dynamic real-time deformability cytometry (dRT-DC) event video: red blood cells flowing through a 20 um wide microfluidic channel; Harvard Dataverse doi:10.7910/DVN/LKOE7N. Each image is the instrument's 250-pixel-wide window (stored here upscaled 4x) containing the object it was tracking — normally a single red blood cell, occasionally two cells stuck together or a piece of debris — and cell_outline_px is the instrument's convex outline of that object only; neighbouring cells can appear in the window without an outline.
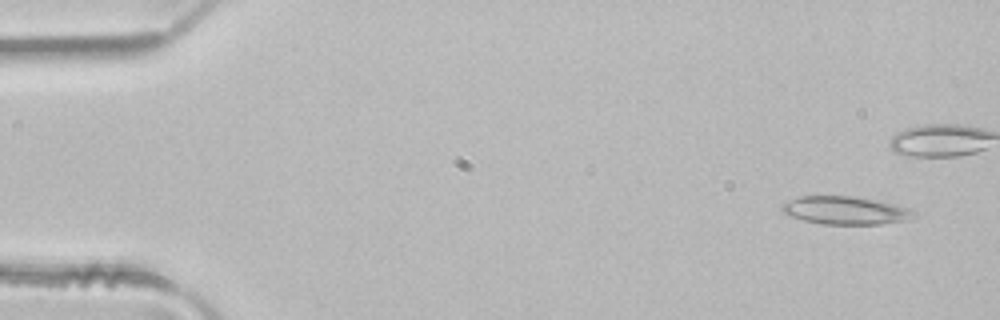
{"species": "common noctule bat (a hibernating species)", "species_latin": "Nyctalus noctula", "temperature_condition": "room temperature", "stored_images_in_passage": 48, "camera_frame_rate_fps": 3000, "um_per_image_px": 0.085, "animal": {"sex": "male", "body_mass_g": 21.5, "forearm_length_mm": 52.0}, "frame": {"image": 1, "passage_image": 1, "time_ms": 0.0, "image_size_px": [1000, 320], "cell_outline_px": [[916, 212], [912, 216], [904, 220], [880, 224], [824, 224], [804, 220], [792, 216], [784, 212], [780, 208], [784, 204], [800, 196], [856, 196], [876, 200], [912, 208]], "centroid_in_image_um": [71.89, 17.88], "position_along_channel_um": 13.1, "area_um2": 21.21}}
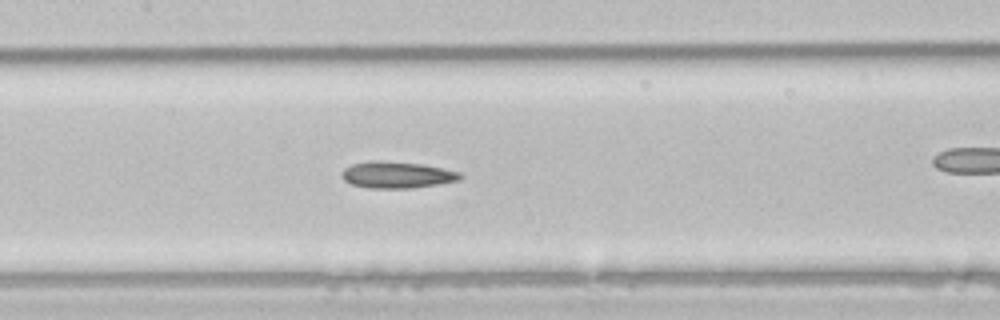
{"frame": {"image": 2, "passage_image": 21, "time_ms": 6.667, "image_size_px": [1000, 320], "cell_outline_px": [[464, 176], [460, 180], [412, 188], [368, 188], [352, 184], [344, 180], [340, 176], [340, 172], [344, 168], [352, 164], [368, 160], [384, 160], [424, 164], [460, 172]], "centroid_in_image_um": [33.71, 14.84], "position_along_channel_um": 173.7, "area_um2": 18.61}}
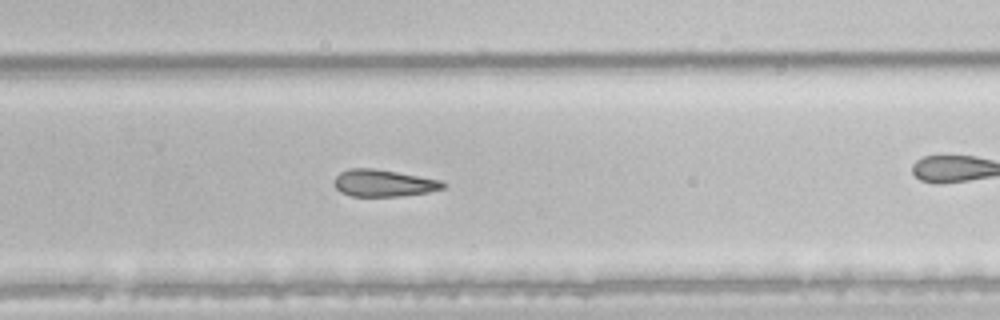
{"frame": {"image": 3, "passage_image": 30, "time_ms": 9.667, "image_size_px": [1000, 320], "cell_outline_px": [[448, 184], [444, 188], [428, 192], [400, 196], [352, 196], [340, 192], [336, 188], [336, 176], [340, 172], [352, 168], [372, 168], [396, 172], [440, 180]], "centroid_in_image_um": [32.62, 15.57], "position_along_channel_um": 297.2, "area_um2": 16.88}}